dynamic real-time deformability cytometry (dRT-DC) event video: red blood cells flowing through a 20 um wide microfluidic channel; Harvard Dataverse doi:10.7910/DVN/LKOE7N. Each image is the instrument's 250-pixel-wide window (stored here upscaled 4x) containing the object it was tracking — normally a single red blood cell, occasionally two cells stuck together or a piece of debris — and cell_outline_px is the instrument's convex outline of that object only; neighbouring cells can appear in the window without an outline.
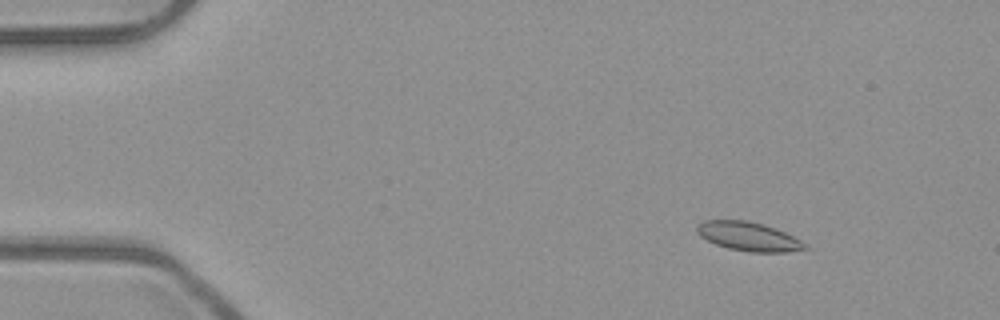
{"species": "common noctule bat (a hibernating species)", "species_latin": "Nyctalus noctula", "temperature_condition": "room temperature", "stored_images_in_passage": 7, "camera_frame_rate_fps": 3000, "um_per_image_px": 0.085, "animal": {"sex": "male", "body_mass_g": 23.1, "forearm_length_mm": 52.7}, "frame": {"image": 1, "passage_image": 2, "time_ms": 0.333, "image_size_px": [1000, 320], "cell_outline_px": [[812, 248], [788, 252], [748, 252], [728, 248], [716, 244], [700, 236], [696, 232], [696, 224], [704, 220], [748, 220], [764, 224], [776, 228], [800, 240]], "centroid_in_image_um": [63.63, 20.09], "position_along_channel_um": 21.4, "area_um2": 18.38}}
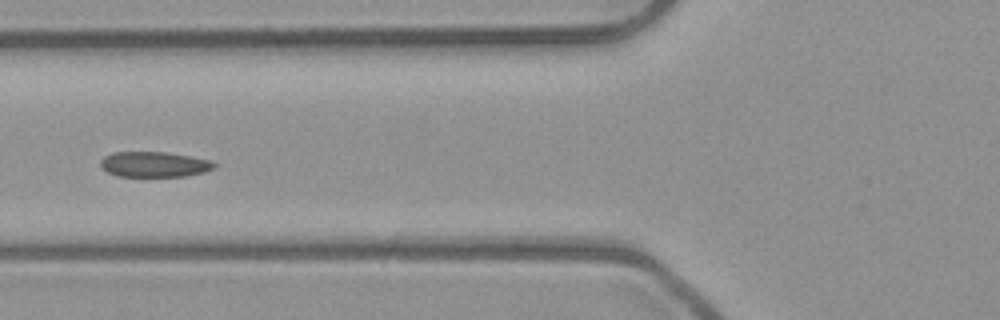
{"frame": {"image": 2, "passage_image": 6, "time_ms": 1.667, "image_size_px": [1000, 320], "cell_outline_px": [[216, 168], [204, 172], [184, 176], [116, 176], [108, 172], [100, 164], [100, 160], [104, 156], [112, 152], [164, 152], [212, 160], [216, 164]], "centroid_in_image_um": [13.12, 13.97], "position_along_channel_um": 112.7, "area_um2": 16.76}}
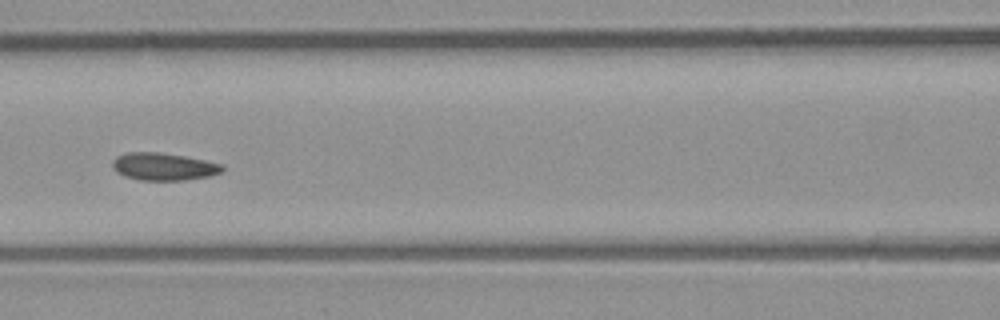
{"frame": {"image": 3, "passage_image": 7, "time_ms": 2.0, "image_size_px": [1000, 320], "cell_outline_px": [[224, 168], [220, 172], [208, 176], [184, 180], [140, 180], [124, 176], [116, 172], [112, 168], [112, 160], [116, 156], [124, 152], [160, 152], [184, 156], [224, 164]], "centroid_in_image_um": [13.86, 14.15], "position_along_channel_um": 152.7, "area_um2": 17.69}}